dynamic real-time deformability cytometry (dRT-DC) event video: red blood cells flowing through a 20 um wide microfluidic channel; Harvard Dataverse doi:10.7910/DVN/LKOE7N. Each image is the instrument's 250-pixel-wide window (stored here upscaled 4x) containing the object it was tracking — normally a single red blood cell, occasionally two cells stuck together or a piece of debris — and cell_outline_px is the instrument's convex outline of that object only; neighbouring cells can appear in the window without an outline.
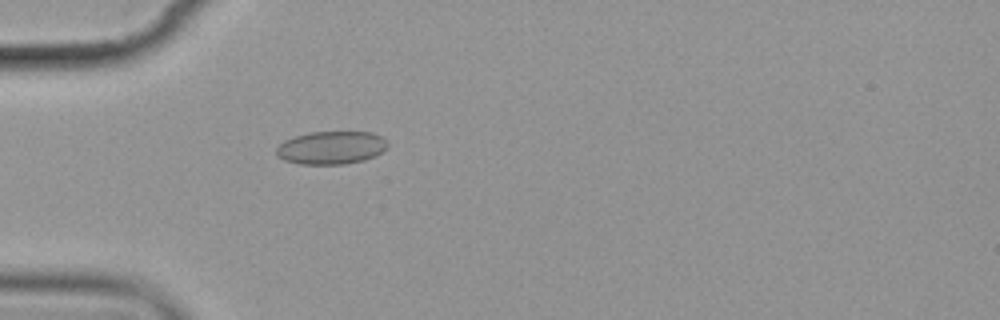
{"species": "common noctule bat (a hibernating species)", "species_latin": "Nyctalus noctula", "temperature_condition": "cold", "stored_images_in_passage": 5, "camera_frame_rate_fps": 3000, "um_per_image_px": 0.085, "animal": {"sex": "female", "body_mass_g": 19.9}, "frame": {"image": 1, "passage_image": 5, "time_ms": 5.0, "image_size_px": [1000, 320], "cell_outline_px": [[388, 144], [376, 156], [364, 160], [344, 164], [300, 164], [284, 160], [276, 156], [276, 148], [284, 140], [308, 132], [372, 132], [388, 140]], "centroid_in_image_um": [28.14, 12.55], "position_along_channel_um": 56.9, "area_um2": 21.44}}